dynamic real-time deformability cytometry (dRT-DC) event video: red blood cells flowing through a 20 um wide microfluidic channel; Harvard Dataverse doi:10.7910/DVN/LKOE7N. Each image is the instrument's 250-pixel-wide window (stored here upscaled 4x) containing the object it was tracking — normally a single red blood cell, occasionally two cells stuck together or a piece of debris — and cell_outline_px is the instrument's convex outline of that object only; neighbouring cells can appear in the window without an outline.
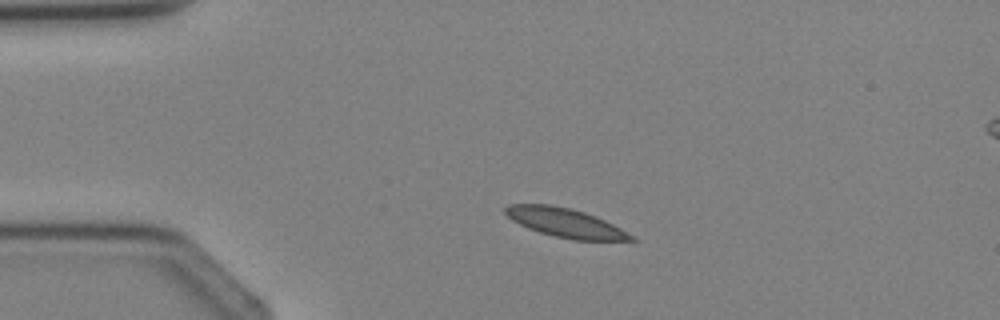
{"species": "Egyptian fruit bat (a non-hibernating species)", "species_latin": "Rousettus aegyptiacus", "temperature_condition": "cold", "stored_images_in_passage": 3, "segment_of_instrument_passage": [1, 2], "camera_frame_rate_fps": 3000, "um_per_image_px": 0.085, "animal": {"sex": "female"}, "frame": {"image": 1, "passage_image": 1, "time_ms": 0.0, "image_size_px": [1000, 320], "cell_outline_px": [[636, 240], [572, 240], [540, 232], [528, 228], [512, 220], [504, 212], [504, 208], [508, 204], [548, 204], [572, 208], [596, 216], [636, 236]], "centroid_in_image_um": [48.05, 18.92], "position_along_channel_um": 36.9, "area_um2": 21.15}}